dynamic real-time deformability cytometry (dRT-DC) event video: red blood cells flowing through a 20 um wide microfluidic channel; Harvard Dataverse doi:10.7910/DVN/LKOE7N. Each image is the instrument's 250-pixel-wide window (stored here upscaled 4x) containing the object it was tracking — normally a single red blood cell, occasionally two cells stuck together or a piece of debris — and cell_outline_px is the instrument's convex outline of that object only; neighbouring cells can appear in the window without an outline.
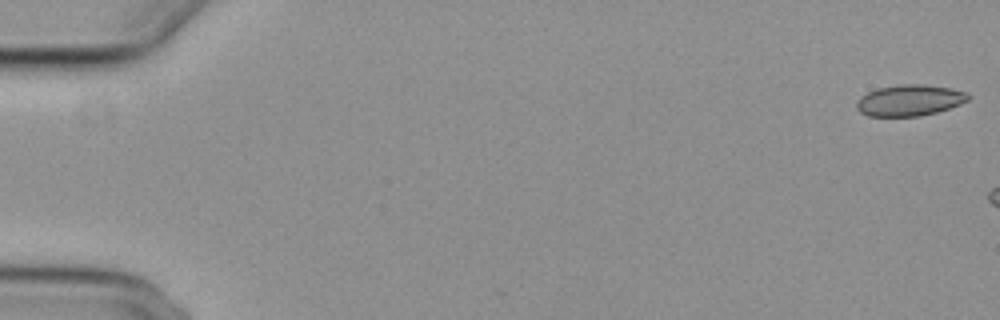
{"species": "common noctule bat (a hibernating species)", "species_latin": "Nyctalus noctula", "temperature_condition": "cold", "stored_images_in_passage": 7, "camera_frame_rate_fps": 3000, "um_per_image_px": 0.085, "animal": {"sex": "female", "body_mass_g": 29.2, "forearm_length_mm": 56.3}, "frame": {"image": 1, "passage_image": 1, "time_ms": 0.0, "image_size_px": [1000, 320], "cell_outline_px": [[972, 96], [968, 100], [960, 104], [936, 112], [920, 116], [868, 116], [860, 112], [856, 108], [856, 104], [860, 96], [876, 88], [900, 84], [924, 84], [948, 88], [968, 92]], "centroid_in_image_um": [77.31, 8.52], "position_along_channel_um": 7.7, "area_um2": 20.35}}